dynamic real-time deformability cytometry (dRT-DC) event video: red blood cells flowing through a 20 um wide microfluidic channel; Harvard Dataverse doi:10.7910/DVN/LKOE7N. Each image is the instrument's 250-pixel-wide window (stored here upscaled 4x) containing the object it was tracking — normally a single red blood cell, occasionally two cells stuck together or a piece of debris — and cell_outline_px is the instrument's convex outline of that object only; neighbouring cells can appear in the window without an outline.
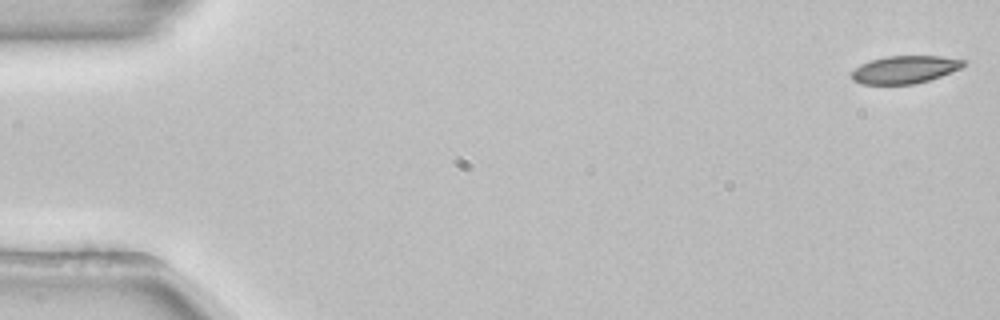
{"species": "common noctule bat (a hibernating species)", "species_latin": "Nyctalus noctula", "temperature_condition": "room temperature", "stored_images_in_passage": 53, "camera_frame_rate_fps": 3000, "um_per_image_px": 0.085, "animal": {"sex": "female", "body_mass_g": 22.7, "forearm_length_mm": 54.2}, "frame": {"image": 1, "passage_image": 1, "time_ms": 0.0, "image_size_px": [1000, 320], "cell_outline_px": [[968, 60], [960, 68], [940, 76], [916, 84], [860, 84], [852, 80], [848, 76], [860, 64], [872, 60], [888, 56], [940, 56]], "centroid_in_image_um": [76.87, 5.91], "position_along_channel_um": 8.1, "area_um2": 18.03}}
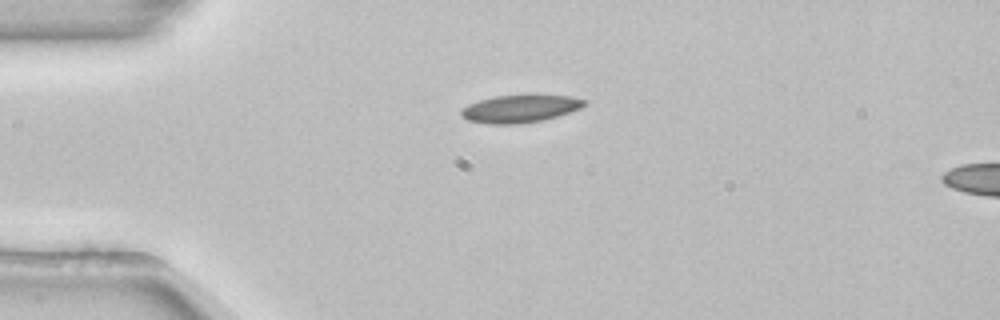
{"frame": {"image": 2, "passage_image": 13, "time_ms": 4.0, "image_size_px": [1000, 320], "cell_outline_px": [[588, 104], [580, 108], [556, 116], [540, 120], [516, 124], [488, 124], [468, 120], [460, 116], [460, 112], [468, 104], [480, 100], [496, 96], [568, 96], [588, 100]], "centroid_in_image_um": [44.18, 9.25], "position_along_channel_um": 40.8, "area_um2": 19.36}}
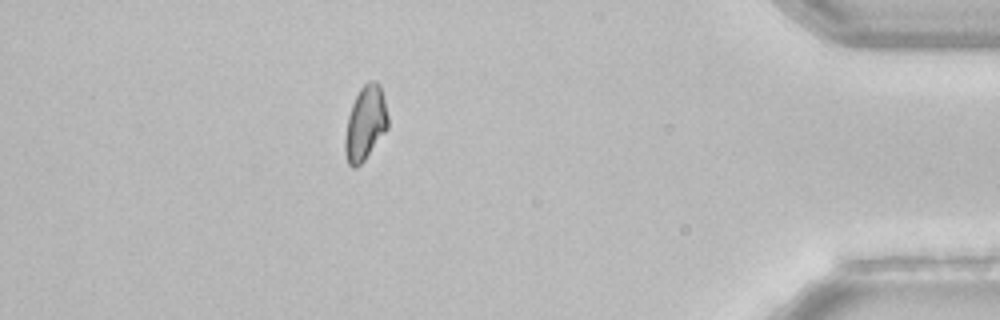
{"frame": {"image": 3, "passage_image": 47, "time_ms": 15.333, "image_size_px": [1000, 320], "cell_outline_px": [[388, 128], [364, 160], [356, 168], [352, 168], [348, 164], [344, 152], [344, 140], [348, 116], [352, 104], [360, 88], [368, 80], [376, 80], [380, 84], [388, 116]], "centroid_in_image_um": [31.04, 10.47], "position_along_channel_um": 404.2, "area_um2": 18.61}, "authors_computed_cell_mechanics": {"area_um2": 19.0162, "velocity_mm_per_s": 3.8821, "shape_relaxation_time_tau1_ms": 3.6932, "shape_relaxation_time_tau2_ms": null, "deformation_change_tau1": 0.1116, "deformation_change_tau2": null}}